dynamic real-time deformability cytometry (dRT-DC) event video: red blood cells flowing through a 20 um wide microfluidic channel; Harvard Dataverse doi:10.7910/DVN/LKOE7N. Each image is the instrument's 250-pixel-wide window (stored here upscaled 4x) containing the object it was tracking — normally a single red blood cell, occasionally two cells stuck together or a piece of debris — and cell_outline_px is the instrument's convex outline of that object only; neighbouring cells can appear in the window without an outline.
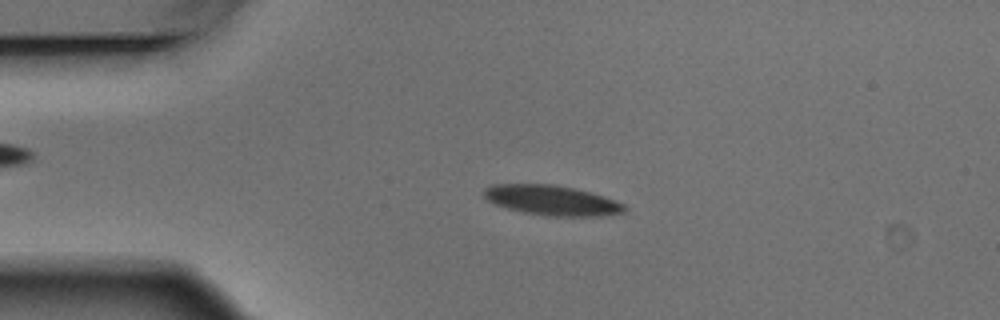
{"species": "Egyptian fruit bat (a non-hibernating species)", "species_latin": "Rousettus aegyptiacus", "temperature_condition": "warm", "stored_images_in_passage": 4, "camera_frame_rate_fps": 3000, "um_per_image_px": 0.085, "animal": {"sex": "male"}, "frame": {"image": 1, "passage_image": 3, "time_ms": 0.667, "image_size_px": [1000, 320], "cell_outline_px": [[628, 208], [624, 212], [604, 216], [548, 216], [524, 212], [508, 208], [496, 204], [488, 200], [484, 196], [484, 188], [492, 184], [552, 184], [576, 188], [604, 196], [624, 204]], "centroid_in_image_um": [46.94, 17.02], "position_along_channel_um": 38.1, "area_um2": 24.57}}